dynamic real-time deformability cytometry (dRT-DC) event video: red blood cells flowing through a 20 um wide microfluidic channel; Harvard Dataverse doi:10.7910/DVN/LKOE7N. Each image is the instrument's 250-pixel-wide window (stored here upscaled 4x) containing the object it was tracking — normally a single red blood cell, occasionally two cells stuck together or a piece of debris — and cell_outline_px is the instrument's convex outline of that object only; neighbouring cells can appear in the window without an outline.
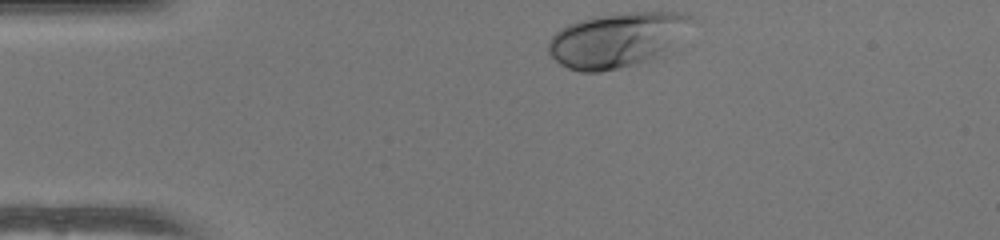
{"species": "human", "species_latin": "Homo sapiens", "temperature_condition": "warm", "stored_images_in_passage": 32, "camera_frame_rate_fps": 3000, "um_per_image_px": 0.085, "donor": {"sex": "female"}, "frame": {"image": 1, "passage_image": 1, "time_ms": 0.0, "image_size_px": [1000, 240], "cell_outline_px": [[700, 20], [664, 56], [600, 72], [580, 72], [568, 68], [560, 64], [548, 52], [548, 40], [560, 28], [568, 24], [592, 16], [636, 12], [680, 12], [692, 16]], "centroid_in_image_um": [52.54, 3.37], "position_along_channel_um": 32.5, "area_um2": 46.36}}
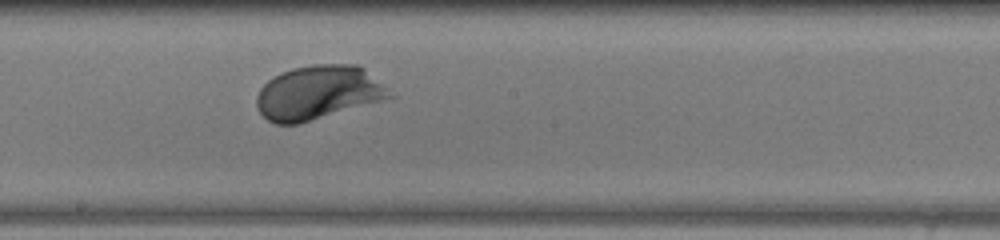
{"frame": {"image": 2, "passage_image": 19, "time_ms": 6.0, "image_size_px": [1000, 240], "cell_outline_px": [[396, 96], [296, 124], [276, 124], [268, 120], [256, 108], [256, 96], [260, 88], [268, 80], [280, 72], [292, 68], [312, 64], [360, 64], [388, 88]], "centroid_in_image_um": [27.03, 7.84], "position_along_channel_um": 221.2, "area_um2": 41.73}}
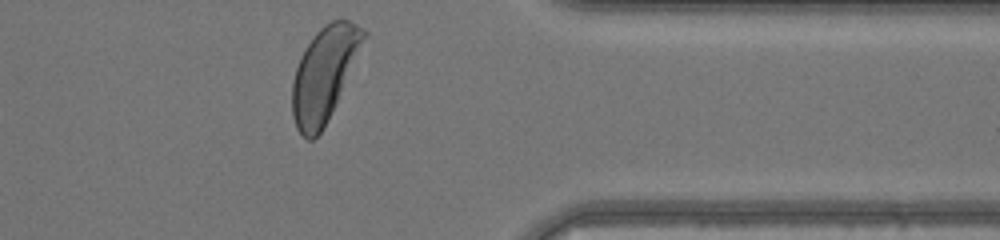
{"frame": {"image": 3, "passage_image": 32, "time_ms": 10.333, "image_size_px": [1000, 240], "cell_outline_px": [[368, 36], [320, 132], [312, 140], [308, 140], [296, 128], [292, 116], [292, 80], [300, 56], [304, 48], [316, 32], [320, 28], [332, 20], [348, 20], [364, 28], [368, 32]], "centroid_in_image_um": [27.54, 6.24], "position_along_channel_um": 383.9, "area_um2": 38.38}, "authors_computed_cell_mechanics": {"area_um2": 39.9398, "velocity_mm_per_s": 4.0483, "shape_relaxation_time_tau1_ms": 1.6421, "shape_relaxation_time_tau2_ms": null, "deformation_change_tau1": 0.1445, "deformation_change_tau2": null}}